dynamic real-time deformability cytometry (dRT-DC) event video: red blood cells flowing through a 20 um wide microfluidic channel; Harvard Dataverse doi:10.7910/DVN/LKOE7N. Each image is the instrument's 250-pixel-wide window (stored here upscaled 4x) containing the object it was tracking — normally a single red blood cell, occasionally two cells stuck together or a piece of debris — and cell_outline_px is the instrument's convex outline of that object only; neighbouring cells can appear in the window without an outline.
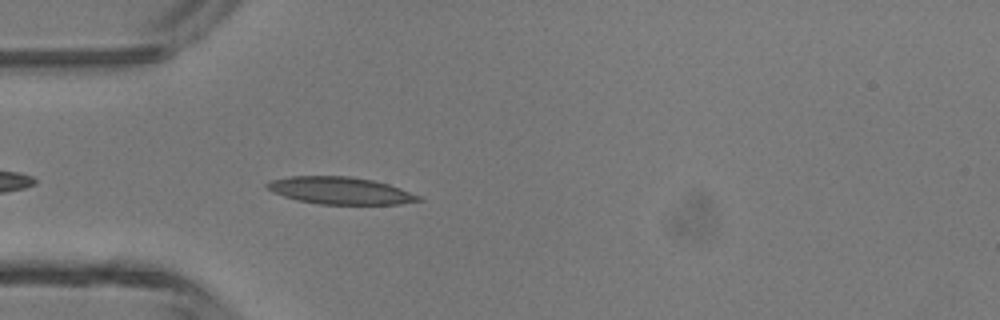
{"species": "common noctule bat (a hibernating species)", "species_latin": "Nyctalus noctula", "temperature_condition": "room temperature", "stored_images_in_passage": 34, "camera_frame_rate_fps": 3000, "um_per_image_px": 0.085, "animal": {"sex": "male", "body_mass_g": 13.3}, "frame": {"image": 1, "passage_image": 3, "time_ms": 0.667, "image_size_px": [1000, 320], "cell_outline_px": [[424, 200], [400, 204], [320, 204], [296, 200], [272, 192], [264, 184], [272, 180], [292, 176], [348, 176], [372, 180], [388, 184], [400, 188], [420, 196]], "centroid_in_image_um": [28.92, 16.2], "position_along_channel_um": 56.1, "area_um2": 23.87}}
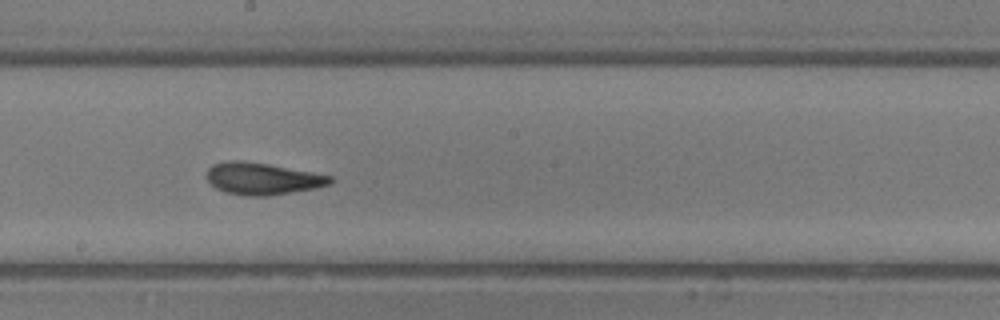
{"frame": {"image": 2, "passage_image": 15, "time_ms": 4.667, "image_size_px": [1000, 320], "cell_outline_px": [[336, 180], [332, 184], [316, 188], [268, 196], [244, 196], [224, 192], [216, 188], [204, 176], [208, 168], [212, 164], [224, 160], [240, 160], [268, 164], [312, 172], [332, 176]], "centroid_in_image_um": [22.29, 15.18], "position_along_channel_um": 225.9, "area_um2": 23.35}}
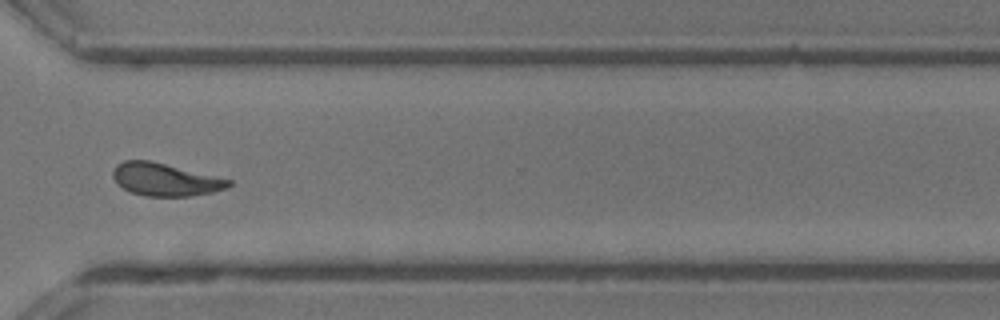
{"frame": {"image": 3, "passage_image": 24, "time_ms": 7.667, "image_size_px": [1000, 320], "cell_outline_px": [[232, 184], [228, 188], [212, 192], [188, 196], [144, 196], [128, 192], [116, 184], [112, 176], [112, 172], [116, 164], [124, 160], [148, 160], [232, 180]], "centroid_in_image_um": [13.98, 15.27], "position_along_channel_um": 356.6, "area_um2": 22.08}, "authors_computed_cell_mechanics": {"area_um2": 22.3108, "velocity_mm_per_s": 4.3649, "shape_relaxation_time_tau1_ms": 3.7799, "shape_relaxation_time_tau2_ms": 1.2211, "deformation_change_tau1": 0.1663, "deformation_change_tau2": 0.0957}}